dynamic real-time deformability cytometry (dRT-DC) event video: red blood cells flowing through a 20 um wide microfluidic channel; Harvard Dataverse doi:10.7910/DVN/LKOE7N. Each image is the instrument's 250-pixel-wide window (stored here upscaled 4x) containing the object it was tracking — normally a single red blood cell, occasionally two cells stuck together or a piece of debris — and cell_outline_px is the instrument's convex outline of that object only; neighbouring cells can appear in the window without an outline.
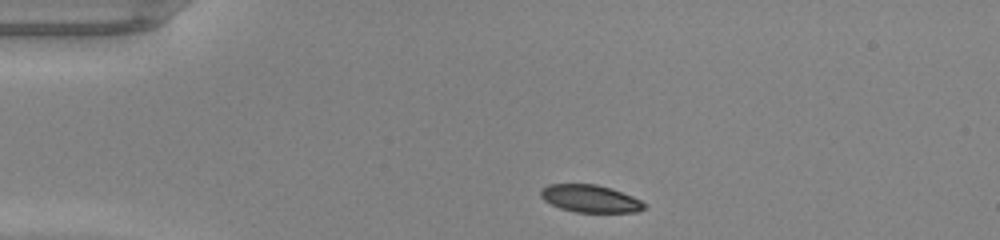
{"species": "common noctule bat (a hibernating species)", "species_latin": "Nyctalus noctula", "temperature_condition": "warm", "stored_images_in_passage": 39, "camera_frame_rate_fps": 3000, "um_per_image_px": 0.085, "animal": {"sex": "male", "body_mass_g": 20.0, "forearm_length_mm": 53.3}, "frame": {"image": 1, "passage_image": 1, "time_ms": 0.0, "image_size_px": [1000, 240], "cell_outline_px": [[648, 208], [636, 212], [576, 212], [560, 208], [544, 200], [540, 196], [540, 188], [548, 184], [596, 184], [612, 188], [632, 196], [648, 204]], "centroid_in_image_um": [50.19, 16.88], "position_along_channel_um": 34.8, "area_um2": 16.76}}
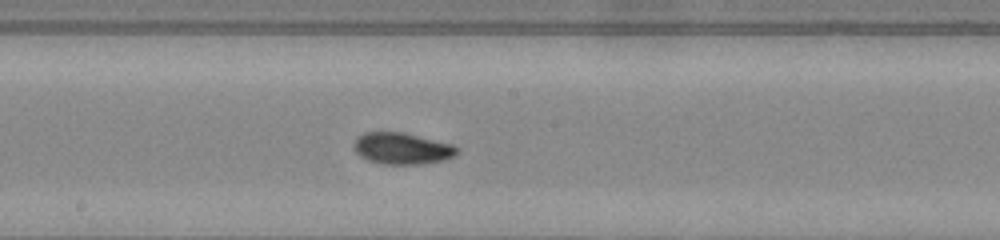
{"frame": {"image": 2, "passage_image": 17, "time_ms": 5.333, "image_size_px": [1000, 240], "cell_outline_px": [[460, 152], [456, 156], [444, 160], [424, 164], [384, 164], [368, 160], [360, 156], [356, 152], [352, 144], [364, 132], [404, 132], [452, 144]], "centroid_in_image_um": [34.2, 12.62], "position_along_channel_um": 214.0, "area_um2": 19.02}}
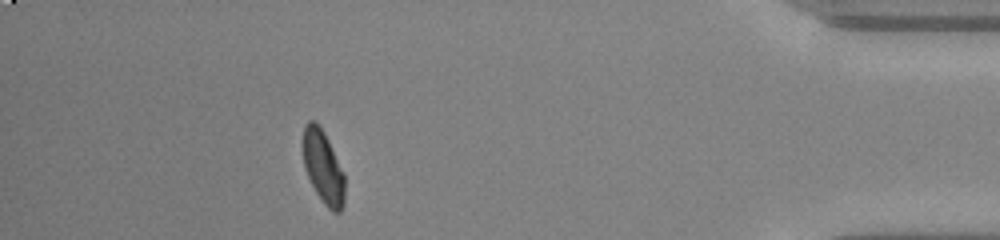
{"frame": {"image": 3, "passage_image": 34, "time_ms": 11.0, "image_size_px": [1000, 240], "cell_outline_px": [[344, 204], [340, 212], [332, 212], [324, 204], [316, 192], [304, 168], [300, 144], [304, 124], [308, 120], [316, 120], [324, 132], [344, 172]], "centroid_in_image_um": [27.42, 14.14], "position_along_channel_um": 407.8, "area_um2": 18.26}, "authors_computed_cell_mechanics": {"area_um2": 18.4382, "velocity_mm_per_s": 4.2893, "shape_relaxation_time_tau1_ms": 2.0532, "shape_relaxation_time_tau2_ms": 2.0173, "deformation_change_tau1": 0.1342, "deformation_change_tau2": 0.0656}}